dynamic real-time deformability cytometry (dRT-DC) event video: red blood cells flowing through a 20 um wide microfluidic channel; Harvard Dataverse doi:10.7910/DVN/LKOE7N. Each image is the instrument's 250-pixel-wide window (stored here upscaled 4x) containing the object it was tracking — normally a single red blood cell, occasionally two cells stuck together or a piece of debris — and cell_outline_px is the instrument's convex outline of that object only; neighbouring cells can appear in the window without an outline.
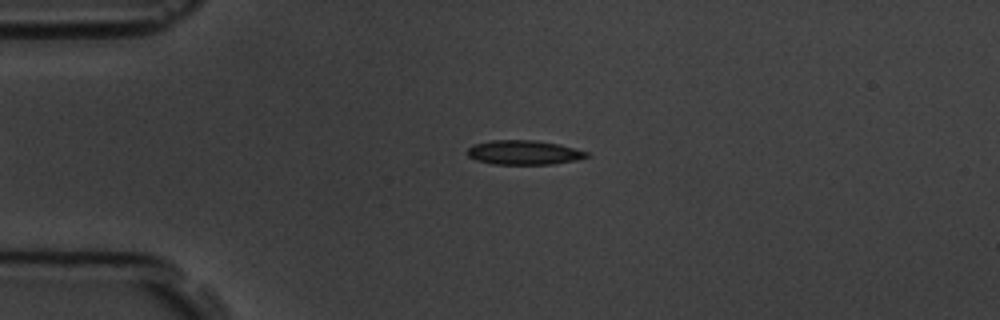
{"species": "common noctule bat (a hibernating species)", "species_latin": "Nyctalus noctula", "temperature_condition": "room temperature", "stored_images_in_passage": 6, "camera_frame_rate_fps": 3000, "um_per_image_px": 0.085, "animal": {"sex": "male", "body_mass_g": 19.5, "forearm_length_mm": 54.6}, "frame": {"image": 1, "passage_image": 6, "time_ms": 6.333, "image_size_px": [1000, 320], "cell_outline_px": [[592, 156], [576, 160], [552, 164], [492, 164], [476, 160], [468, 156], [468, 148], [472, 144], [492, 140], [536, 140], [560, 144], [588, 152]], "centroid_in_image_um": [44.54, 12.96], "position_along_channel_um": 40.5, "area_um2": 17.05}}